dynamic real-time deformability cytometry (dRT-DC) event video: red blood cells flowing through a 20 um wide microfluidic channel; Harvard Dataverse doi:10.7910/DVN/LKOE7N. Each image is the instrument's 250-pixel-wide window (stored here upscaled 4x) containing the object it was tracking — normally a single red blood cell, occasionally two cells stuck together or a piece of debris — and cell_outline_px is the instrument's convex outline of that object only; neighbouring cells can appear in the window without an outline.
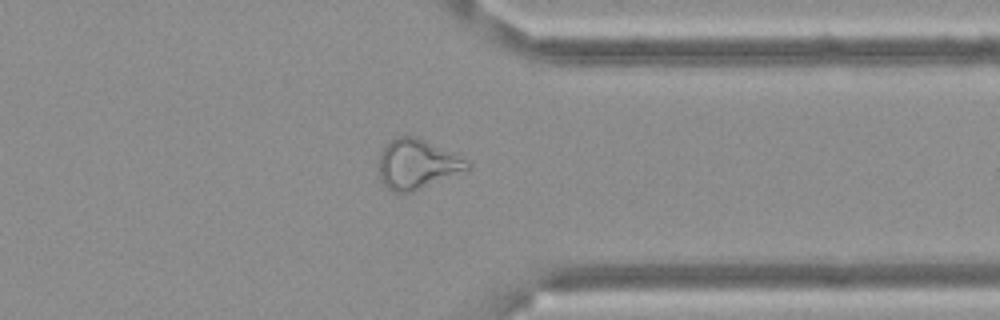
{"species": "Egyptian fruit bat (a non-hibernating species)", "species_latin": "Rousettus aegyptiacus", "temperature_condition": "cold", "stored_images_in_passage": 57, "camera_frame_rate_fps": 3000, "um_per_image_px": 0.085, "frame": {"image": 1, "passage_image": 45, "time_ms": 14.667, "image_size_px": [1000, 320], "cell_outline_px": [[472, 168], [468, 172], [408, 192], [392, 192], [380, 180], [380, 156], [384, 148], [396, 136], [416, 136], [456, 152], [468, 160], [472, 164]], "centroid_in_image_um": [35.57, 13.94], "position_along_channel_um": 375.8, "area_um2": 25.95}}
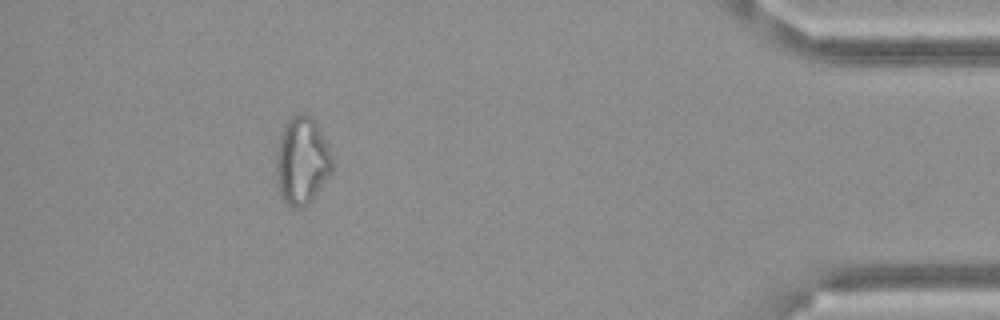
{"frame": {"image": 2, "passage_image": 52, "time_ms": 17.0, "image_size_px": [1000, 320], "cell_outline_px": [[332, 172], [312, 200], [300, 208], [292, 208], [280, 196], [276, 180], [276, 156], [280, 136], [284, 124], [296, 112], [304, 112], [312, 116], [316, 120], [332, 156]], "centroid_in_image_um": [25.66, 13.64], "position_along_channel_um": 409.5, "area_um2": 28.9}, "authors_computed_cell_mechanics": {"area_um2": 27.2238, "velocity_mm_per_s": 3.5218, "shape_relaxation_time_tau1_ms": null, "shape_relaxation_time_tau2_ms": 8.9754, "deformation_change_tau1": null, "deformation_change_tau2": 0.2471}}